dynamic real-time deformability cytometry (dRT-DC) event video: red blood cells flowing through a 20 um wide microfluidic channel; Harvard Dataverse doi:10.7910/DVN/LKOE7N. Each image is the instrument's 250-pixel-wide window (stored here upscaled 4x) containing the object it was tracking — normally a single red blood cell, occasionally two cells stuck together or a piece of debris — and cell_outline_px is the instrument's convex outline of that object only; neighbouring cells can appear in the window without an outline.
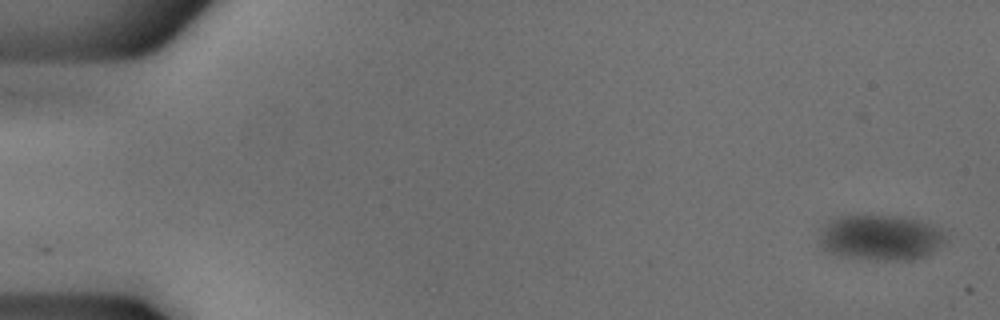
{"species": "common noctule bat (a hibernating species)", "species_latin": "Nyctalus noctula", "temperature_condition": "cold", "stored_images_in_passage": 53, "camera_frame_rate_fps": 3000, "um_per_image_px": 0.085, "animal": {"sex": "male", "body_mass_g": 18.8}, "frame": {"image": 1, "passage_image": 1, "time_ms": 0.0, "image_size_px": [1000, 320], "cell_outline_px": [[948, 240], [944, 244], [928, 256], [912, 260], [876, 260], [840, 256], [828, 252], [820, 244], [820, 228], [828, 220], [836, 216], [900, 216], [920, 220], [932, 224], [940, 228]], "centroid_in_image_um": [74.87, 20.2], "position_along_channel_um": 10.1, "area_um2": 34.04}}
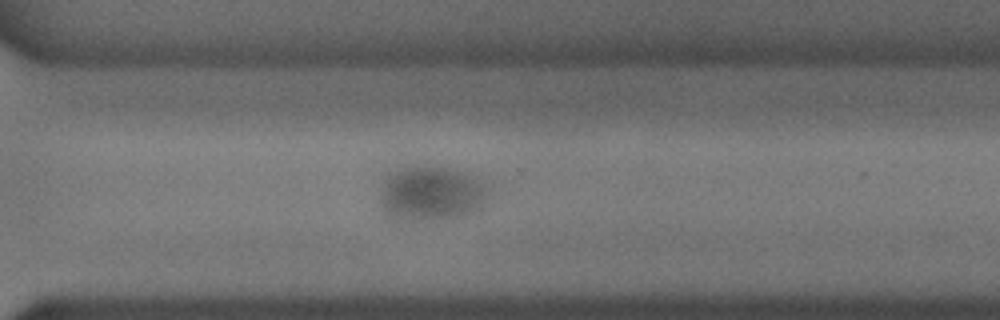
{"frame": {"image": 2, "passage_image": 38, "time_ms": 12.333, "image_size_px": [1000, 320], "cell_outline_px": [[492, 184], [488, 196], [480, 208], [456, 216], [396, 216], [384, 212], [380, 204], [380, 188], [384, 180], [396, 168], [444, 168], [468, 172], [492, 180]], "centroid_in_image_um": [36.79, 16.34], "position_along_channel_um": 333.8, "area_um2": 33.47}}
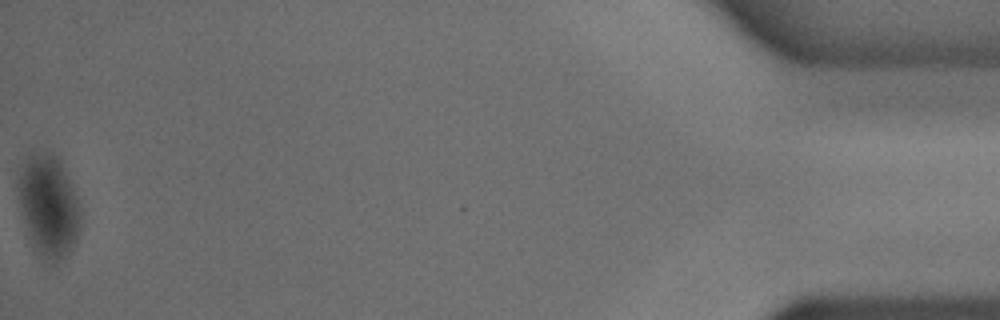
{"frame": {"image": 3, "passage_image": 53, "time_ms": 17.333, "image_size_px": [1000, 320], "cell_outline_px": [[80, 224], [72, 248], [56, 264], [44, 264], [36, 252], [28, 236], [20, 208], [16, 188], [16, 184], [24, 160], [28, 156], [36, 152], [52, 152], [60, 160], [68, 176], [76, 196], [80, 208]], "centroid_in_image_um": [4.09, 17.53], "position_along_channel_um": 431.1, "area_um2": 37.4}}